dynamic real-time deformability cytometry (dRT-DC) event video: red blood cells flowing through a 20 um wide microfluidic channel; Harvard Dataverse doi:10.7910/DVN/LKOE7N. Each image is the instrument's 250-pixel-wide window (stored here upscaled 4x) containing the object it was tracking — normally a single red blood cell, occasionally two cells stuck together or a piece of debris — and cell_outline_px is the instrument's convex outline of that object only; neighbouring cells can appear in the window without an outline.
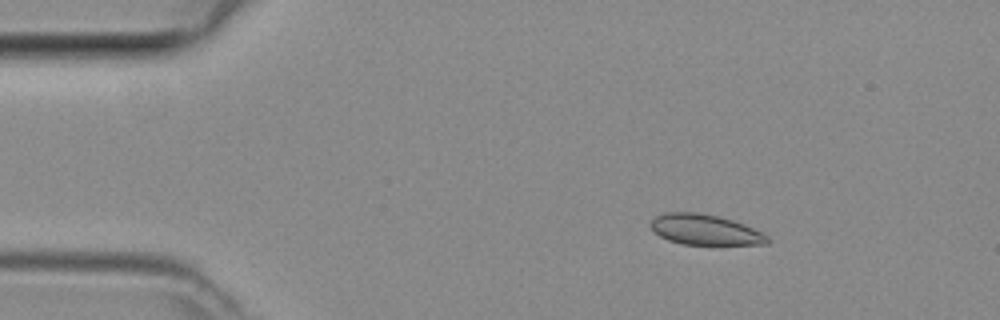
{"species": "common noctule bat (a hibernating species)", "species_latin": "Nyctalus noctula", "temperature_condition": "room temperature", "stored_images_in_passage": 5, "camera_frame_rate_fps": 3000, "um_per_image_px": 0.085, "animal": {"sex": "female", "body_mass_g": 29.2, "forearm_length_mm": 56.3}, "frame": {"image": 1, "passage_image": 1, "time_ms": 0.0, "image_size_px": [1000, 320], "cell_outline_px": [[768, 244], [680, 244], [668, 240], [660, 236], [648, 224], [656, 216], [664, 212], [696, 212], [716, 216], [732, 220], [744, 224], [768, 236]], "centroid_in_image_um": [59.88, 19.52], "position_along_channel_um": 25.1, "area_um2": 20.46}}
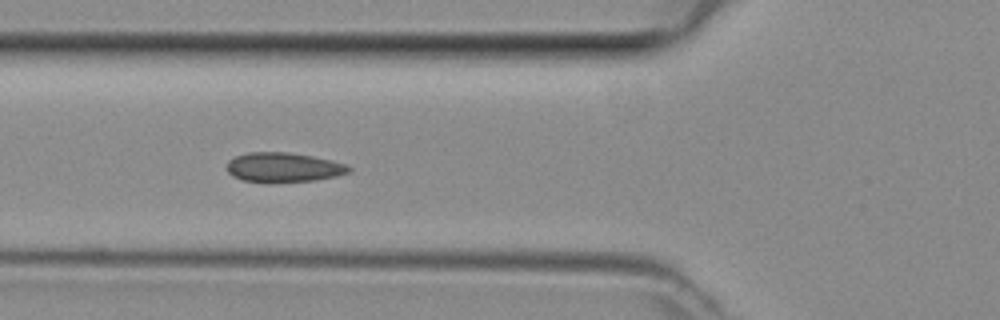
{"frame": {"image": 2, "passage_image": 4, "time_ms": 1.0, "image_size_px": [1000, 320], "cell_outline_px": [[352, 168], [348, 172], [336, 176], [316, 180], [268, 184], [244, 180], [232, 176], [228, 172], [228, 160], [236, 156], [248, 152], [288, 152], [312, 156], [332, 160], [348, 164]], "centroid_in_image_um": [24.1, 14.24], "position_along_channel_um": 101.7, "area_um2": 21.39}}
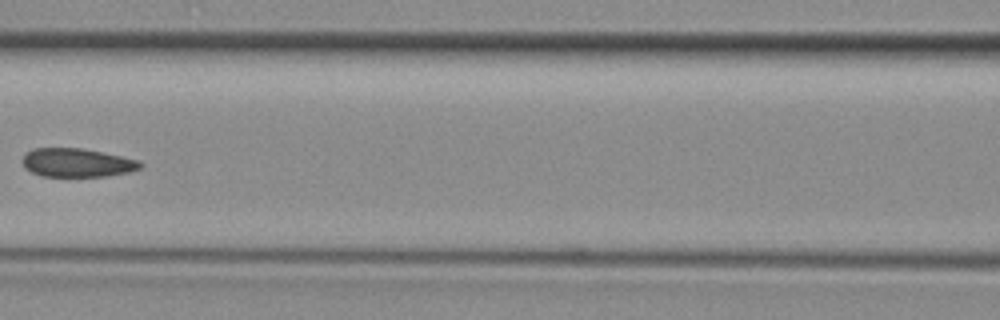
{"frame": {"image": 3, "passage_image": 5, "time_ms": 1.333, "image_size_px": [1000, 320], "cell_outline_px": [[144, 164], [140, 168], [128, 172], [108, 176], [40, 176], [24, 168], [24, 152], [32, 148], [80, 148], [140, 160]], "centroid_in_image_um": [6.54, 13.83], "position_along_channel_um": 160.1, "area_um2": 19.59}}